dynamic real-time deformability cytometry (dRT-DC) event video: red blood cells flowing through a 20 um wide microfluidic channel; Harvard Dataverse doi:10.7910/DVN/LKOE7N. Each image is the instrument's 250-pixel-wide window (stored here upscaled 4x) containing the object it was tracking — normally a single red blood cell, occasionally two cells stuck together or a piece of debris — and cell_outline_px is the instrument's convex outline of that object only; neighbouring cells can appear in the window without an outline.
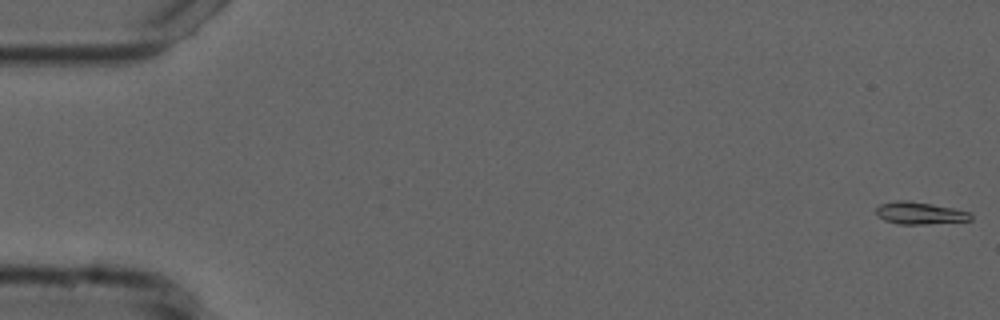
{"species": "common noctule bat (a hibernating species)", "species_latin": "Nyctalus noctula", "temperature_condition": "cold", "stored_images_in_passage": 55, "camera_frame_rate_fps": 3000, "um_per_image_px": 0.085, "animal": {"sex": "male", "forearm_length_mm": 52.5}, "frame": {"image": 1, "passage_image": 1, "time_ms": 0.0, "image_size_px": [1000, 320], "cell_outline_px": [[972, 220], [924, 224], [900, 224], [884, 220], [876, 212], [876, 208], [880, 204], [896, 200], [908, 200], [932, 204], [952, 208], [968, 212], [972, 216]], "centroid_in_image_um": [78.16, 18.1], "position_along_channel_um": 6.8, "area_um2": 12.08}}
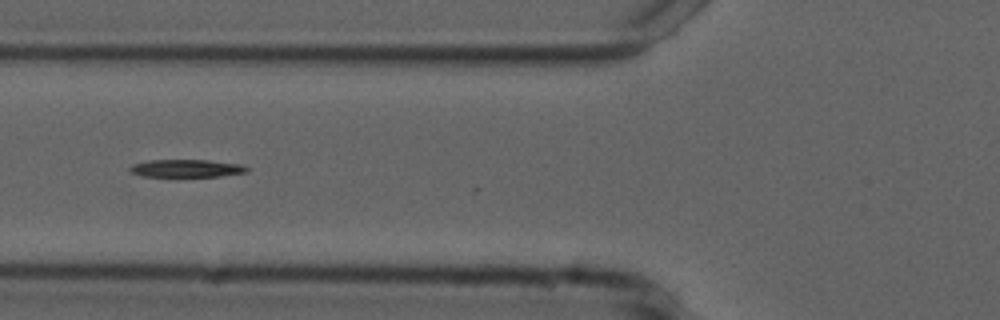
{"frame": {"image": 2, "passage_image": 21, "time_ms": 6.667, "image_size_px": [1000, 320], "cell_outline_px": [[248, 172], [220, 176], [172, 180], [144, 176], [132, 172], [128, 168], [132, 164], [148, 160], [208, 160], [240, 164], [248, 168]], "centroid_in_image_um": [15.79, 14.36], "position_along_channel_um": 110.0, "area_um2": 13.01}}
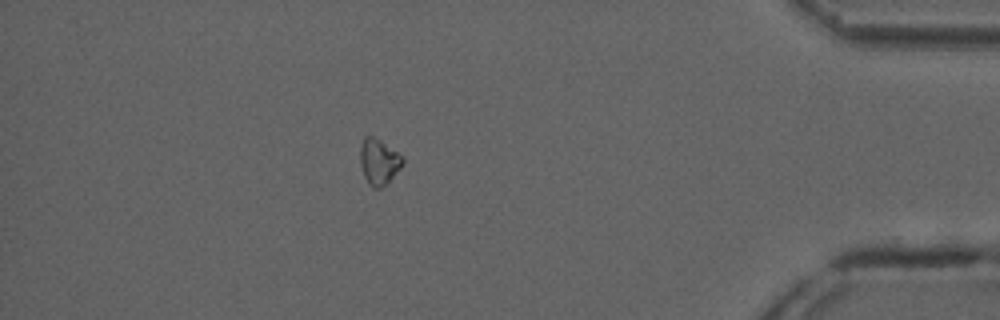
{"frame": {"image": 3, "passage_image": 48, "time_ms": 15.667, "image_size_px": [1000, 320], "cell_outline_px": [[404, 164], [380, 188], [372, 188], [368, 184], [364, 176], [360, 164], [360, 148], [364, 136], [372, 136], [380, 140], [404, 156]], "centroid_in_image_um": [32.2, 13.72], "position_along_channel_um": 403.0, "area_um2": 11.27}}